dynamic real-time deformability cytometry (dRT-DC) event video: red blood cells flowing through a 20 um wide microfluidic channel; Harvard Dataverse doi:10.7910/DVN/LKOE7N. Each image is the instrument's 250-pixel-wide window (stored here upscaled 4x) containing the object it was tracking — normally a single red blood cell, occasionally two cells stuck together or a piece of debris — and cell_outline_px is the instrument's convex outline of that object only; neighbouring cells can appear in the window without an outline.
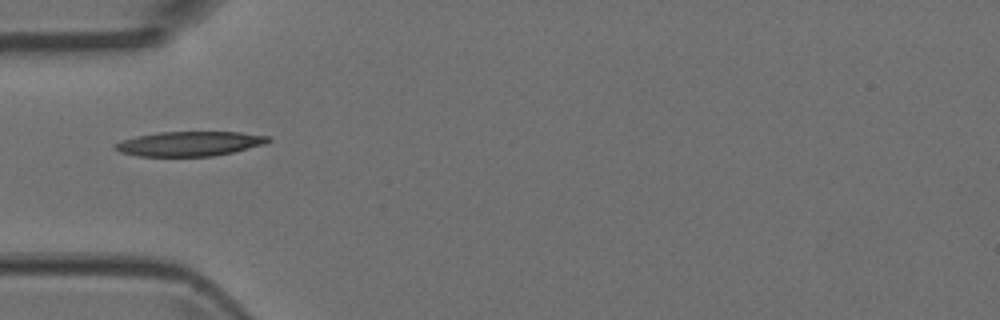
{"species": "Egyptian fruit bat (a non-hibernating species)", "species_latin": "Rousettus aegyptiacus", "temperature_condition": "room temperature", "stored_images_in_passage": 4, "camera_frame_rate_fps": 3000, "um_per_image_px": 0.085, "animal": {"sex": "female"}, "frame": {"image": 1, "passage_image": 3, "time_ms": 0.667, "image_size_px": [1000, 320], "cell_outline_px": [[272, 140], [264, 144], [232, 152], [212, 156], [140, 156], [120, 152], [112, 144], [120, 140], [136, 136], [160, 132], [240, 132], [268, 136]], "centroid_in_image_um": [16.09, 12.21], "position_along_channel_um": 68.9, "area_um2": 21.85}}
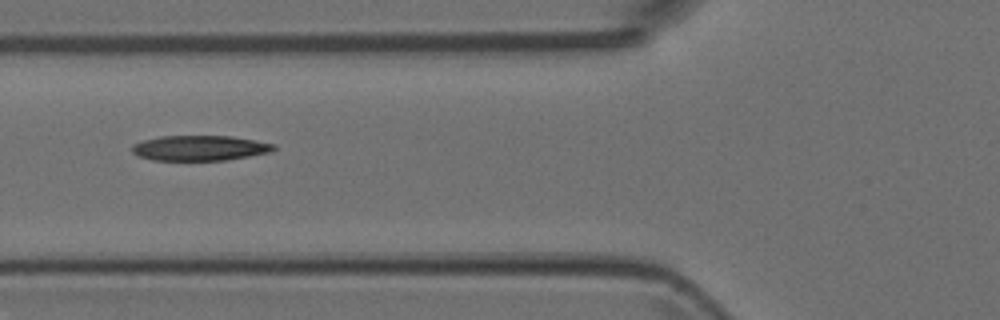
{"frame": {"image": 2, "passage_image": 4, "time_ms": 1.0, "image_size_px": [1000, 320], "cell_outline_px": [[276, 148], [272, 152], [228, 160], [152, 160], [136, 156], [132, 152], [132, 144], [144, 140], [160, 136], [232, 136], [256, 140], [276, 144]], "centroid_in_image_um": [17.0, 12.58], "position_along_channel_um": 108.8, "area_um2": 21.04}}